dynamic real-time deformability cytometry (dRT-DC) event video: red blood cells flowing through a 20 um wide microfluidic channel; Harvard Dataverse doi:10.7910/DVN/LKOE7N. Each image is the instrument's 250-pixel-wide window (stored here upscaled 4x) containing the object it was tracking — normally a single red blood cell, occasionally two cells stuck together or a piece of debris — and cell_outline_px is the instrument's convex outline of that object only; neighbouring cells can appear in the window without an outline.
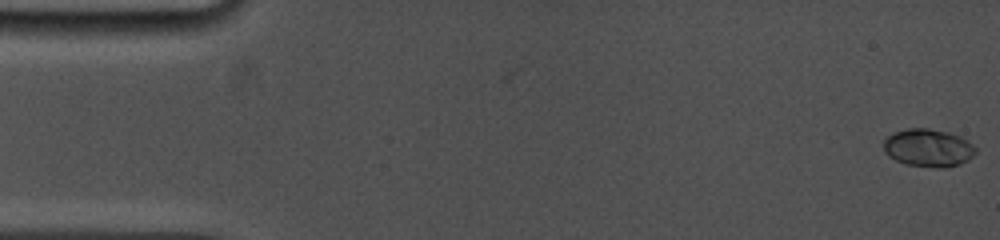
{"species": "common noctule bat (a hibernating species)", "species_latin": "Nyctalus noctula", "temperature_condition": "cold", "stored_images_in_passage": 3, "camera_frame_rate_fps": 5000, "um_per_image_px": 0.085, "animal": {"sex": "female", "body_mass_g": 19.0, "forearm_length_mm": 53.3}, "frame": {"image": 1, "passage_image": 3, "time_ms": 1.0, "image_size_px": [1000, 240], "cell_outline_px": [[976, 152], [968, 160], [960, 164], [944, 168], [940, 168], [904, 164], [888, 156], [884, 152], [884, 140], [888, 136], [896, 132], [908, 128], [928, 128], [948, 132], [960, 136], [968, 140], [976, 148]], "centroid_in_image_um": [78.91, 12.57], "position_along_channel_um": 6.1, "area_um2": 20.35}}